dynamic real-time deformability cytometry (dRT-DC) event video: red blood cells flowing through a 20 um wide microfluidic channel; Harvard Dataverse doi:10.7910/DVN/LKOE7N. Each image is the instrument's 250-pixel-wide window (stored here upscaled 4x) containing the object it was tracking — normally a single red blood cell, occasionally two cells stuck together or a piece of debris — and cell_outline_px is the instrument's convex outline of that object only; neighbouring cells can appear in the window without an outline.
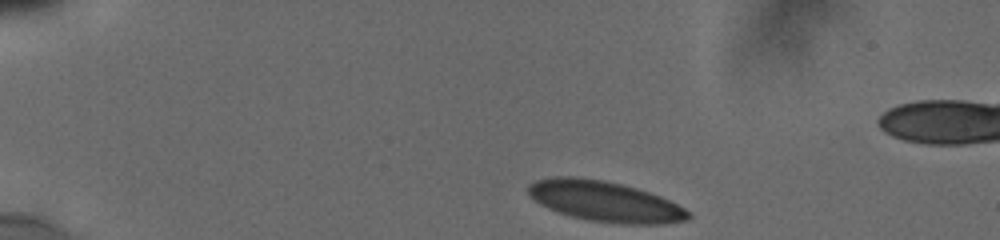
{"species": "human", "species_latin": "Homo sapiens", "temperature_condition": "cold", "stored_images_in_passage": 33, "camera_frame_rate_fps": 3000, "um_per_image_px": 0.085, "donor": {"sex": "male"}, "frame": {"image": 1, "passage_image": 1, "time_ms": 0.0, "image_size_px": [1000, 240], "cell_outline_px": [[692, 216], [688, 220], [660, 224], [620, 224], [588, 220], [572, 216], [548, 208], [540, 204], [528, 192], [528, 184], [536, 180], [552, 176], [576, 176], [604, 180], [636, 188], [660, 196], [692, 212]], "centroid_in_image_um": [51.43, 17.11], "position_along_channel_um": 33.6, "area_um2": 37.69}}
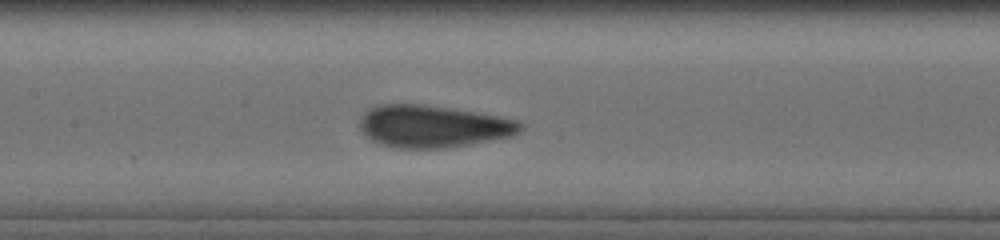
{"frame": {"image": 2, "passage_image": 16, "time_ms": 5.667, "image_size_px": [1000, 240], "cell_outline_px": [[524, 128], [520, 132], [512, 136], [468, 144], [444, 148], [396, 148], [380, 144], [364, 136], [360, 128], [360, 116], [368, 108], [380, 104], [420, 104], [448, 108], [500, 116], [520, 120], [524, 124]], "centroid_in_image_um": [36.79, 10.74], "position_along_channel_um": 170.6, "area_um2": 39.71}}
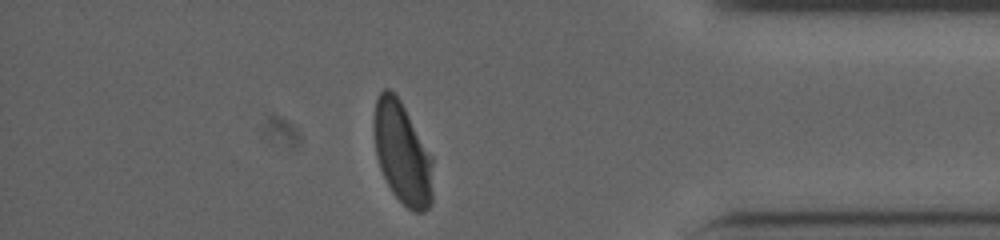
{"frame": {"image": 3, "passage_image": 30, "time_ms": 12.333, "image_size_px": [1000, 240], "cell_outline_px": [[432, 204], [424, 212], [416, 212], [408, 208], [392, 192], [380, 168], [376, 156], [372, 124], [376, 100], [380, 92], [384, 88], [388, 88], [400, 100], [432, 156]], "centroid_in_image_um": [34.18, 13.02], "position_along_channel_um": 401.0, "area_um2": 34.97}}